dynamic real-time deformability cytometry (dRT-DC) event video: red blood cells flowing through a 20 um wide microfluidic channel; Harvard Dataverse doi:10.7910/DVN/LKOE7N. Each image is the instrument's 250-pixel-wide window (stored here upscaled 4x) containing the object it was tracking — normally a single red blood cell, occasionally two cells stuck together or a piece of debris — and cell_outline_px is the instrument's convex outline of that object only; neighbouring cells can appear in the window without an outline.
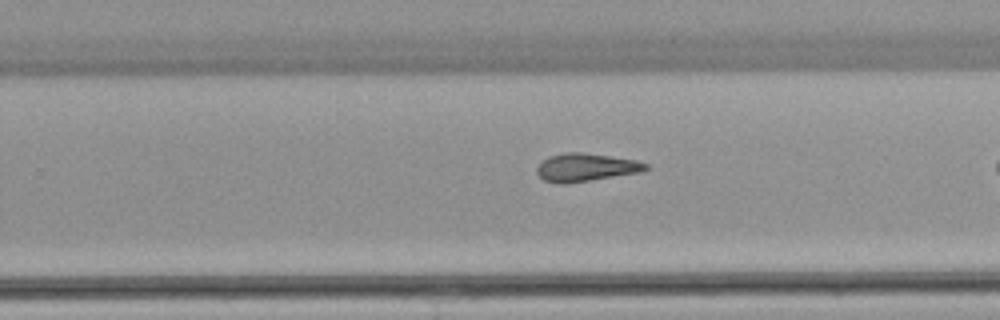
{"species": "common noctule bat (a hibernating species)", "species_latin": "Nyctalus noctula", "temperature_condition": "warm", "stored_images_in_passage": 26, "camera_frame_rate_fps": 3000, "um_per_image_px": 0.085, "animal": {"sex": "female", "body_mass_g": 22.7, "forearm_length_mm": 54.2}, "frame": {"image": 1, "passage_image": 19, "time_ms": 6.0, "image_size_px": [1000, 320], "cell_outline_px": [[648, 168], [640, 172], [564, 184], [544, 180], [536, 172], [536, 168], [548, 156], [564, 152], [580, 152], [636, 160], [648, 164]], "centroid_in_image_um": [49.77, 14.22], "position_along_channel_um": 280.0, "area_um2": 17.46}}